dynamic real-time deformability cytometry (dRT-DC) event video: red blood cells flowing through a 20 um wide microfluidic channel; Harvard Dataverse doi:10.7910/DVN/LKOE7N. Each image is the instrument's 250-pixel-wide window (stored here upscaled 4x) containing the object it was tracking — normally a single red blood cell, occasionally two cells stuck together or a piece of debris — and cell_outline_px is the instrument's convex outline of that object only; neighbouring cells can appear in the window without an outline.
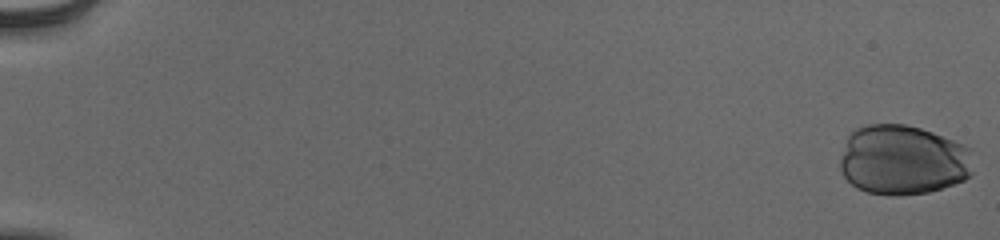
{"species": "human", "species_latin": "Homo sapiens", "temperature_condition": "cold", "stored_images_in_passage": 56, "camera_frame_rate_fps": 3000, "um_per_image_px": 0.085, "donor": {"sex": "male"}, "frame": {"image": 1, "passage_image": 1, "time_ms": 0.0, "image_size_px": [1000, 240], "cell_outline_px": [[972, 176], [964, 180], [928, 192], [900, 196], [888, 196], [868, 192], [856, 188], [844, 176], [840, 168], [840, 160], [848, 136], [856, 128], [868, 124], [904, 124], [920, 128], [932, 132], [964, 144], [972, 148]], "centroid_in_image_um": [76.77, 13.6], "position_along_channel_um": 8.2, "area_um2": 54.62}}
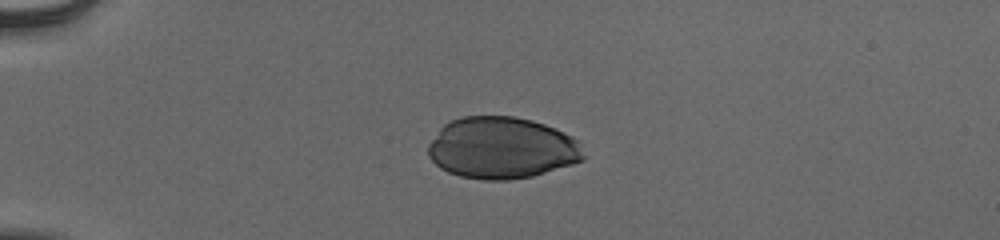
{"frame": {"image": 2, "passage_image": 16, "time_ms": 5.0, "image_size_px": [1000, 240], "cell_outline_px": [[588, 156], [584, 160], [572, 164], [532, 176], [508, 180], [484, 180], [460, 176], [448, 172], [440, 168], [428, 156], [428, 144], [440, 128], [444, 124], [452, 120], [464, 116], [512, 116], [532, 120], [544, 124], [564, 132], [572, 136], [576, 140]], "centroid_in_image_um": [42.66, 12.58], "position_along_channel_um": 42.3, "area_um2": 56.01}}